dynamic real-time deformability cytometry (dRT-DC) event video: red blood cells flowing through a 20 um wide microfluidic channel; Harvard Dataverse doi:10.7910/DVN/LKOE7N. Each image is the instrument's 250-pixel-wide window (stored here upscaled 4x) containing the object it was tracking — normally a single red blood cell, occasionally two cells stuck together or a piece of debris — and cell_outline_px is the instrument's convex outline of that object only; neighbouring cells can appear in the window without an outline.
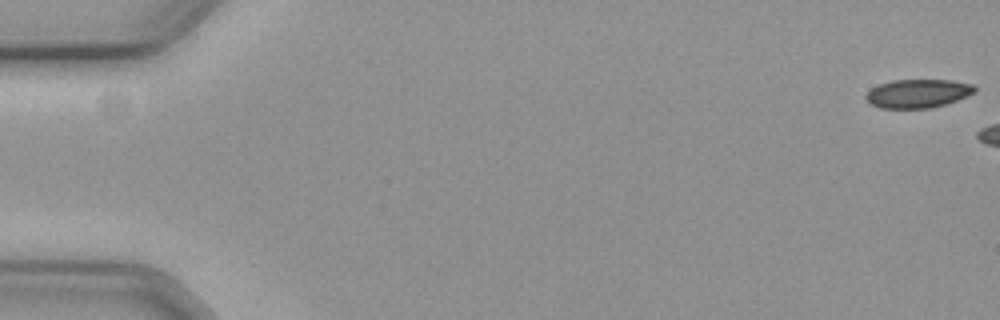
{"species": "common noctule bat (a hibernating species)", "species_latin": "Nyctalus noctula", "temperature_condition": "cold", "stored_images_in_passage": 6, "camera_frame_rate_fps": 3000, "um_per_image_px": 0.085, "animal": {"sex": "female", "body_mass_g": 19.3, "forearm_length_mm": 54.1}, "frame": {"image": 1, "passage_image": 1, "time_ms": 0.0, "image_size_px": [1000, 320], "cell_outline_px": [[976, 88], [972, 92], [956, 100], [944, 104], [928, 108], [880, 108], [872, 104], [864, 96], [872, 88], [880, 84], [892, 80], [952, 80], [972, 84]], "centroid_in_image_um": [77.98, 7.94], "position_along_channel_um": 7.0, "area_um2": 17.74}}